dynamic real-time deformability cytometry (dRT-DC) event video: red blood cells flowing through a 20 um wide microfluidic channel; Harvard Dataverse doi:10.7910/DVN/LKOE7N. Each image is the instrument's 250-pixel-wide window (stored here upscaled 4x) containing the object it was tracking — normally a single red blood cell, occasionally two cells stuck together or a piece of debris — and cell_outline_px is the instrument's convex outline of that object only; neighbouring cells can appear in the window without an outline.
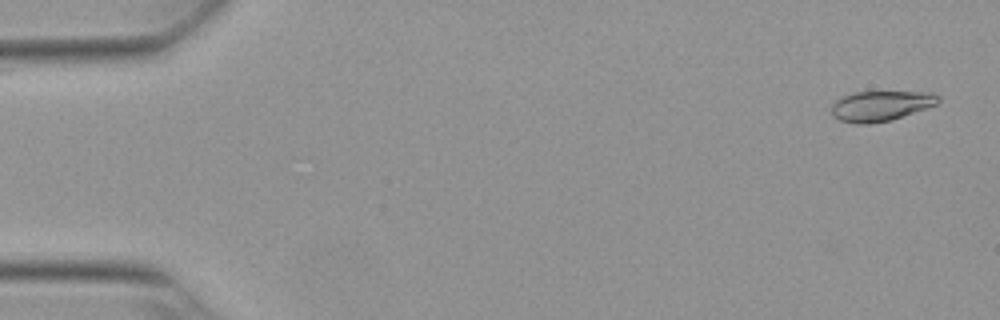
{"species": "Egyptian fruit bat (a non-hibernating species)", "species_latin": "Rousettus aegyptiacus", "temperature_condition": "warm", "stored_images_in_passage": 53, "camera_frame_rate_fps": 3000, "um_per_image_px": 0.085, "animal": {"sex": "female"}, "frame": {"image": 1, "passage_image": 2, "time_ms": 0.333, "image_size_px": [1000, 320], "cell_outline_px": [[940, 100], [936, 104], [892, 120], [868, 124], [856, 124], [840, 120], [832, 116], [832, 104], [840, 96], [852, 92], [932, 92], [940, 96]], "centroid_in_image_um": [74.83, 8.99], "position_along_channel_um": 10.2, "area_um2": 18.84}}
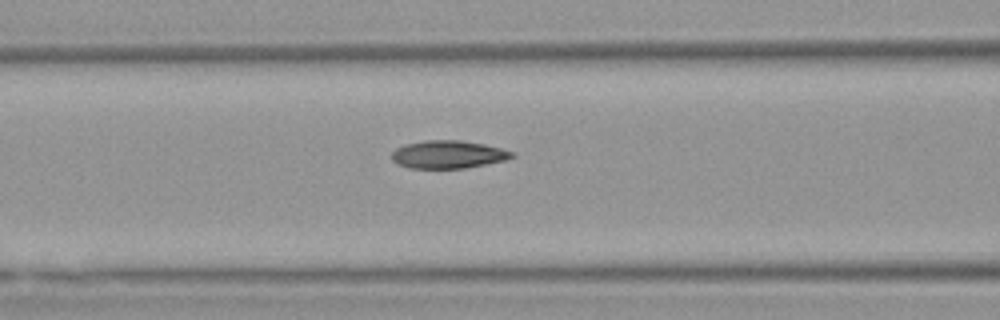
{"frame": {"image": 2, "passage_image": 22, "time_ms": 7.0, "image_size_px": [1000, 320], "cell_outline_px": [[516, 156], [504, 160], [464, 168], [408, 168], [396, 164], [392, 160], [392, 152], [396, 148], [404, 144], [424, 140], [460, 140], [484, 144], [500, 148], [512, 152]], "centroid_in_image_um": [38.04, 13.12], "position_along_channel_um": 128.6, "area_um2": 19.48}}
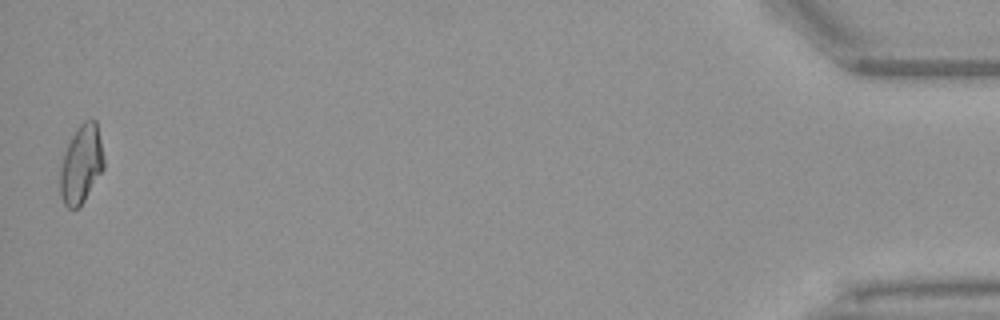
{"frame": {"image": 3, "passage_image": 53, "time_ms": 17.333, "image_size_px": [1000, 320], "cell_outline_px": [[104, 168], [84, 200], [76, 208], [68, 208], [64, 204], [60, 196], [60, 168], [64, 152], [72, 136], [80, 124], [84, 120], [96, 120], [104, 160]], "centroid_in_image_um": [6.89, 13.96], "position_along_channel_um": 428.3, "area_um2": 19.65}, "authors_computed_cell_mechanics": {"area_um2": 19.4786, "velocity_mm_per_s": 3.8152, "shape_relaxation_time_tau1_ms": 8.5111, "shape_relaxation_time_tau2_ms": 1.6046, "deformation_change_tau1": 0.2334, "deformation_change_tau2": 0.0753}}